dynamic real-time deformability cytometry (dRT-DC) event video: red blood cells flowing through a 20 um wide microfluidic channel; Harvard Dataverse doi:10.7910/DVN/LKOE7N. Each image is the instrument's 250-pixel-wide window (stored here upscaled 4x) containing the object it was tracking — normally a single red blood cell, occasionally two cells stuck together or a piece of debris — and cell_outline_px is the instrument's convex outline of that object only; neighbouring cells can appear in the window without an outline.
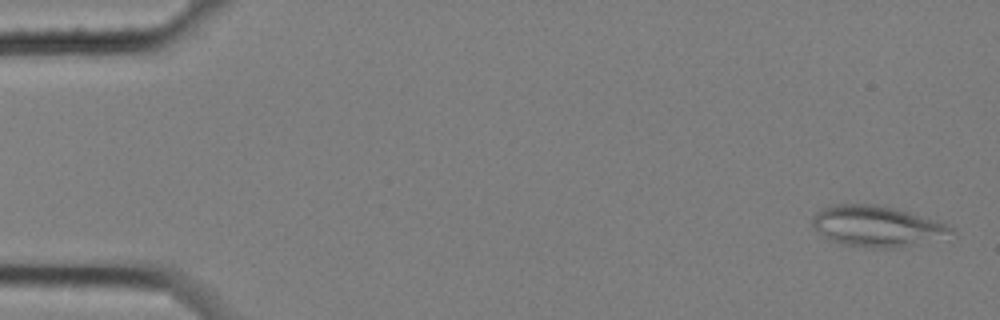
{"species": "common noctule bat (a hibernating species)", "species_latin": "Nyctalus noctula", "temperature_condition": "cold", "stored_images_in_passage": 8, "camera_frame_rate_fps": 3000, "um_per_image_px": 0.085, "animal": {"sex": "female", "body_mass_g": 25.1}, "frame": {"image": 1, "passage_image": 1, "time_ms": 0.0, "image_size_px": [1000, 320], "cell_outline_px": [[956, 232], [896, 248], [872, 248], [848, 244], [832, 240], [824, 236], [812, 224], [812, 220], [816, 212], [832, 204], [872, 204], [896, 208], [936, 220], [952, 228]], "centroid_in_image_um": [74.48, 19.2], "position_along_channel_um": 10.5, "area_um2": 32.02}}
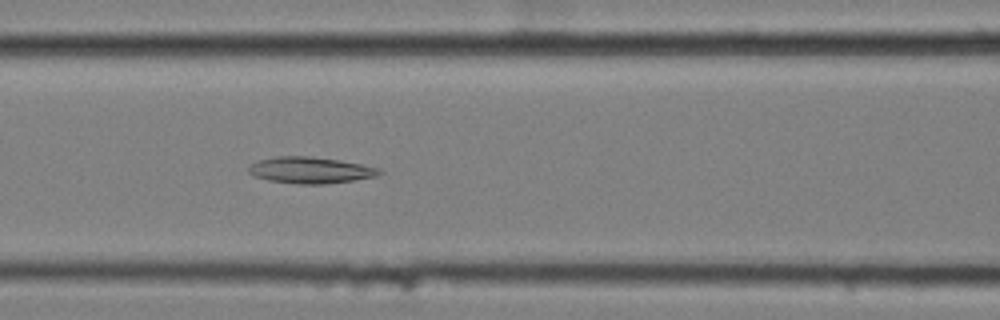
{"frame": {"image": 2, "passage_image": 8, "time_ms": 2.333, "image_size_px": [1000, 320], "cell_outline_px": [[384, 172], [376, 176], [352, 180], [324, 184], [300, 184], [268, 180], [252, 176], [248, 172], [248, 168], [252, 164], [260, 160], [276, 156], [312, 156], [340, 160], [380, 168]], "centroid_in_image_um": [26.38, 14.46], "position_along_channel_um": 140.2, "area_um2": 20.06}}